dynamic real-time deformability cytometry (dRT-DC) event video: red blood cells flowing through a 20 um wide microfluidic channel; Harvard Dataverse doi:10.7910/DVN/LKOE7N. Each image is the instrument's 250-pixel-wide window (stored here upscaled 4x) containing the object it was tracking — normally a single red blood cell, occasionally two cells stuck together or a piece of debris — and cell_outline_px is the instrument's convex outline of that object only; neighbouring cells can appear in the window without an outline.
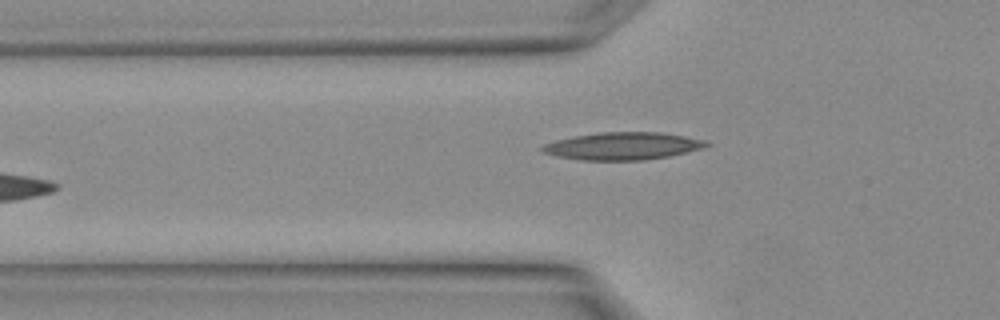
{"species": "Egyptian fruit bat (a non-hibernating species)", "species_latin": "Rousettus aegyptiacus", "temperature_condition": "warm", "stored_images_in_passage": 4, "camera_frame_rate_fps": 3000, "um_per_image_px": 0.085, "animal": {"sex": "female"}, "frame": {"image": 1, "passage_image": 4, "time_ms": 1.0, "image_size_px": [1000, 320], "cell_outline_px": [[712, 144], [704, 148], [668, 156], [644, 160], [580, 160], [556, 156], [544, 152], [540, 148], [544, 144], [556, 140], [576, 136], [604, 132], [656, 132], [684, 136], [708, 140]], "centroid_in_image_um": [52.98, 12.41], "position_along_channel_um": 72.8, "area_um2": 26.13}}